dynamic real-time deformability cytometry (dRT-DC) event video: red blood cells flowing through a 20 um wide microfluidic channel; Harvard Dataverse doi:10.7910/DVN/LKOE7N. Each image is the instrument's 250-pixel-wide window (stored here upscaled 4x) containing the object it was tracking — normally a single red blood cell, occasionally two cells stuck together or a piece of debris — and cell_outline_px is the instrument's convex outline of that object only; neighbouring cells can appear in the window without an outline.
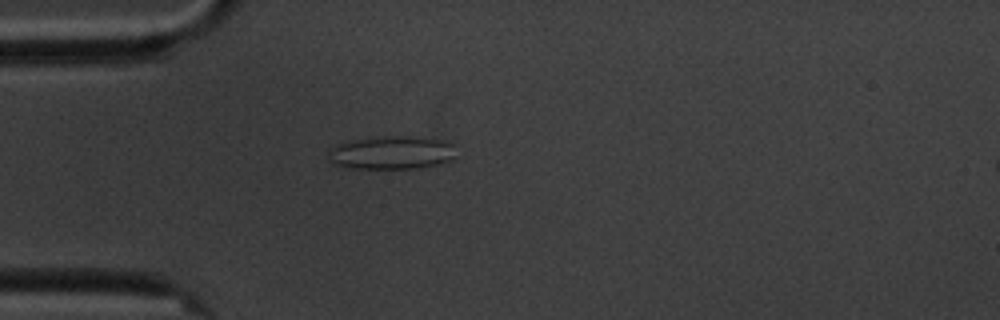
{"species": "common noctule bat (a hibernating species)", "species_latin": "Nyctalus noctula", "temperature_condition": "cold", "stored_images_in_passage": 5, "camera_frame_rate_fps": 3000, "um_per_image_px": 0.085, "animal": {"sex": "male", "body_mass_g": 20.1, "forearm_length_mm": 53.5}, "frame": {"image": 1, "passage_image": 5, "time_ms": 4.667, "image_size_px": [1000, 320], "cell_outline_px": [[456, 156], [452, 160], [440, 164], [416, 168], [344, 168], [332, 164], [328, 160], [328, 152], [336, 144], [348, 140], [384, 136], [412, 136], [448, 140], [456, 144]], "centroid_in_image_um": [33.32, 12.96], "position_along_channel_um": 51.7, "area_um2": 25.49}}